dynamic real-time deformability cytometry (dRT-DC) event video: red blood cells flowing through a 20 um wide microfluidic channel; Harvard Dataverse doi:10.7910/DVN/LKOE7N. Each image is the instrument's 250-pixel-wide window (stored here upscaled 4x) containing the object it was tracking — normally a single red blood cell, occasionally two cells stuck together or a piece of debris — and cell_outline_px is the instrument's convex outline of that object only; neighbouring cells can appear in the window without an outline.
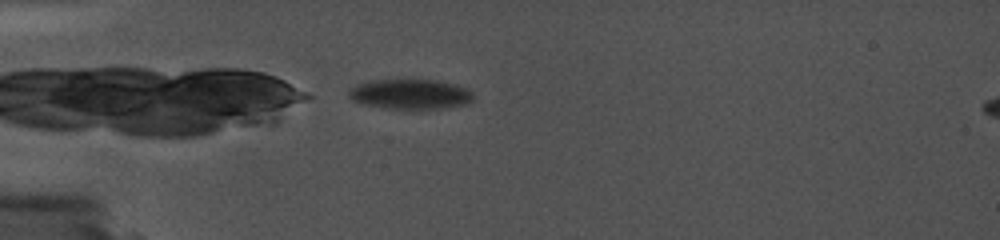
{"species": "common noctule bat (a hibernating species)", "species_latin": "Nyctalus noctula", "temperature_condition": "cold", "stored_images_in_passage": 40, "camera_frame_rate_fps": 5000, "um_per_image_px": 0.085, "animal": {"sex": "female", "body_mass_g": 19.0, "forearm_length_mm": 56.7}, "frame": {"image": 1, "passage_image": 1, "time_ms": 0.0, "image_size_px": [1000, 240], "cell_outline_px": [[472, 100], [468, 104], [440, 108], [384, 108], [360, 104], [352, 100], [348, 96], [348, 88], [356, 84], [368, 80], [436, 80], [456, 84], [468, 88], [472, 92]], "centroid_in_image_um": [34.82, 7.99], "position_along_channel_um": 50.2, "area_um2": 21.91}}
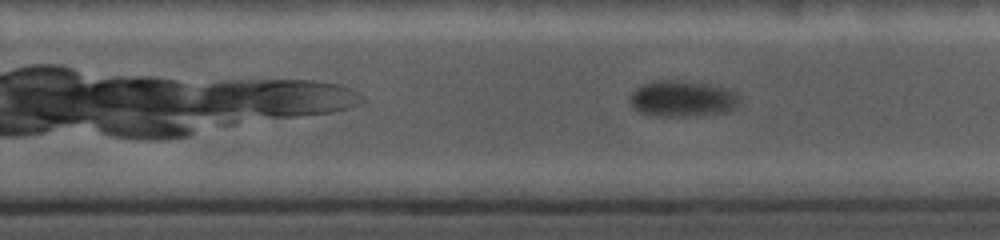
{"frame": {"image": 2, "passage_image": 31, "time_ms": 6.8, "image_size_px": [1000, 240], "cell_outline_px": [[740, 104], [736, 108], [728, 112], [700, 116], [652, 116], [640, 112], [632, 108], [632, 92], [636, 88], [644, 84], [656, 80], [672, 80], [708, 84], [724, 88], [740, 96]], "centroid_in_image_um": [58.04, 8.42], "position_along_channel_um": 271.8, "area_um2": 23.12}}
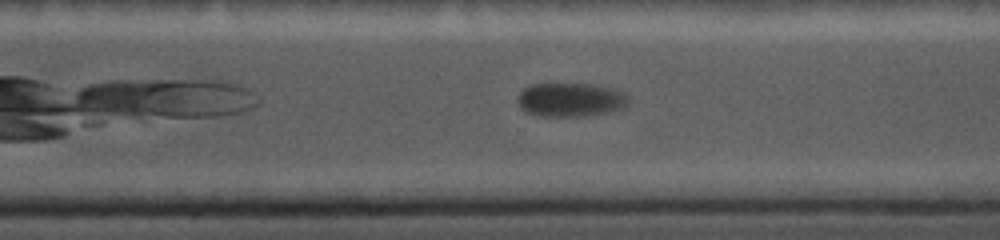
{"frame": {"image": 3, "passage_image": 35, "time_ms": 8.2, "image_size_px": [1000, 240], "cell_outline_px": [[628, 104], [624, 108], [612, 112], [580, 116], [540, 116], [528, 112], [520, 108], [516, 100], [516, 96], [524, 88], [532, 84], [548, 80], [596, 84], [616, 88], [624, 92], [628, 96]], "centroid_in_image_um": [48.48, 8.41], "position_along_channel_um": 322.1, "area_um2": 23.18}}